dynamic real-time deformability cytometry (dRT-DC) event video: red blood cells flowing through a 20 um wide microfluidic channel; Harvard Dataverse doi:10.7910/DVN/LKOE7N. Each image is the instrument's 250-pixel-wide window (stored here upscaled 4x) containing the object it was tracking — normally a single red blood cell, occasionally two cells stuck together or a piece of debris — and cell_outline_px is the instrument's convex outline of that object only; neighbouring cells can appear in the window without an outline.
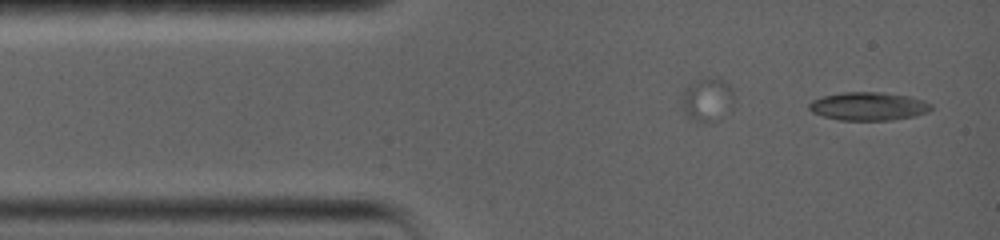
{"species": "common noctule bat (a hibernating species)", "species_latin": "Nyctalus noctula", "temperature_condition": "warm", "stored_images_in_passage": 31, "camera_frame_rate_fps": 5000, "um_per_image_px": 0.085, "animal": {"sex": "female", "body_mass_g": 19.0, "forearm_length_mm": 56.7}, "frame": {"image": 1, "passage_image": 1, "time_ms": 0.0, "image_size_px": [1000, 240], "cell_outline_px": [[932, 108], [928, 112], [916, 116], [892, 120], [840, 120], [824, 116], [812, 112], [808, 108], [808, 104], [812, 100], [824, 96], [844, 92], [884, 92], [908, 96], [924, 100], [932, 104]], "centroid_in_image_um": [73.85, 9.03], "position_along_channel_um": 11.2, "area_um2": 20.17}}
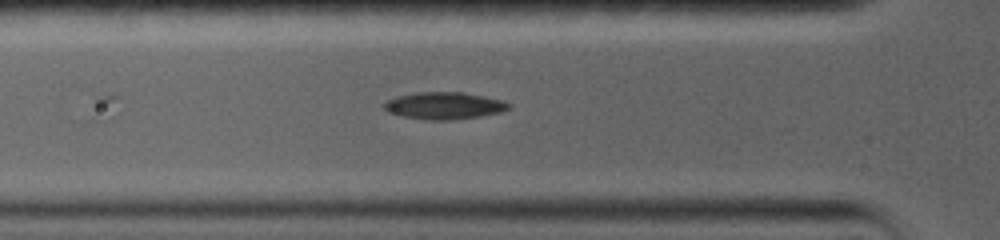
{"frame": {"image": 2, "passage_image": 14, "time_ms": 3.8, "image_size_px": [1000, 240], "cell_outline_px": [[512, 108], [500, 112], [480, 116], [452, 120], [432, 120], [404, 116], [388, 112], [384, 108], [384, 104], [388, 100], [396, 96], [416, 92], [464, 92], [504, 100], [512, 104]], "centroid_in_image_um": [37.81, 8.97], "position_along_channel_um": 88.0, "area_um2": 19.71}}
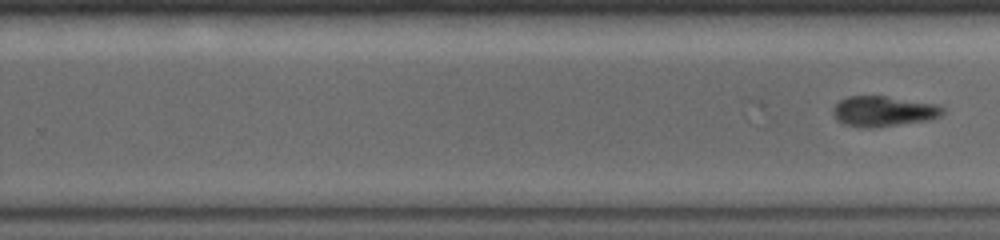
{"frame": {"image": 3, "passage_image": 31, "time_ms": 8.4, "image_size_px": [1000, 240], "cell_outline_px": [[944, 112], [940, 116], [928, 120], [868, 128], [864, 128], [844, 124], [836, 120], [832, 112], [832, 108], [840, 100], [848, 96], [884, 96], [936, 104], [944, 108]], "centroid_in_image_um": [75.05, 9.45], "position_along_channel_um": 254.7, "area_um2": 19.25}}